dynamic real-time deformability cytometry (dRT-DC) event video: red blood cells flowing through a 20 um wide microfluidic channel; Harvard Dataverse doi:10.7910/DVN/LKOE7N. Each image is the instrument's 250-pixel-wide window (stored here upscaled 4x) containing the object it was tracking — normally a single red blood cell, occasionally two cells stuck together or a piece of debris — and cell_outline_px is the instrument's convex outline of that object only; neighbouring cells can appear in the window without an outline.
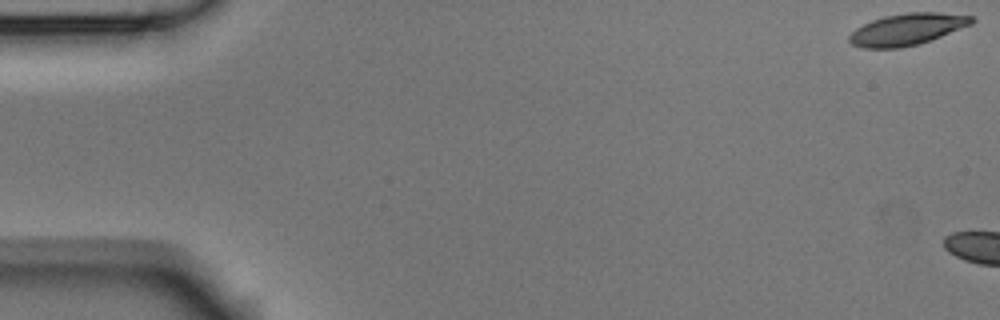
{"species": "Egyptian fruit bat (a non-hibernating species)", "species_latin": "Rousettus aegyptiacus", "temperature_condition": "room temperature", "stored_images_in_passage": 3, "camera_frame_rate_fps": 3000, "um_per_image_px": 0.085, "animal": {"sex": "male"}, "frame": {"image": 1, "passage_image": 1, "time_ms": 0.0, "image_size_px": [1000, 320], "cell_outline_px": [[976, 20], [972, 24], [932, 40], [920, 44], [900, 48], [864, 48], [852, 44], [848, 40], [848, 36], [856, 28], [872, 20], [884, 16], [908, 12], [940, 12], [972, 16]], "centroid_in_image_um": [77.12, 2.49], "position_along_channel_um": 7.9, "area_um2": 22.72}}